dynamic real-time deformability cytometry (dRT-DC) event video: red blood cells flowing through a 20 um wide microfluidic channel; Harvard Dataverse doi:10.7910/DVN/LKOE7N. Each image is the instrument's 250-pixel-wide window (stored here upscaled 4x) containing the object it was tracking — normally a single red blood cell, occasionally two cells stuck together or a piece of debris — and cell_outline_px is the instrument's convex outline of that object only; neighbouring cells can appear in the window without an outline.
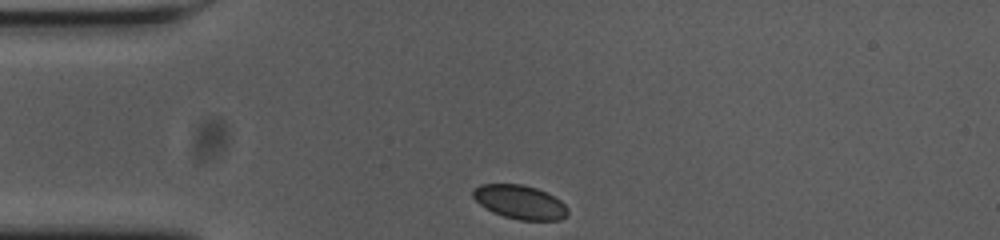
{"species": "common noctule bat (a hibernating species)", "species_latin": "Nyctalus noctula", "temperature_condition": "cold", "stored_images_in_passage": 33, "camera_frame_rate_fps": 3000, "um_per_image_px": 0.085, "animal": {"sex": "female", "body_mass_g": 23.0, "forearm_length_mm": 53.4}, "frame": {"image": 1, "passage_image": 1, "time_ms": 0.0, "image_size_px": [1000, 240], "cell_outline_px": [[568, 216], [560, 220], [520, 220], [504, 216], [492, 212], [480, 204], [472, 196], [472, 188], [480, 184], [520, 184], [536, 188], [548, 192], [560, 200], [568, 208]], "centroid_in_image_um": [44.2, 17.17], "position_along_channel_um": 40.8, "area_um2": 18.84}}
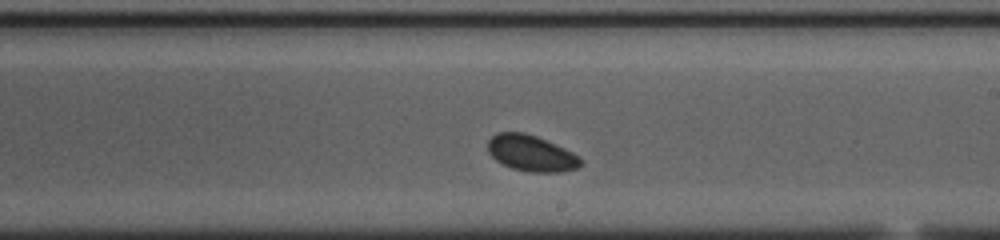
{"frame": {"image": 2, "passage_image": 20, "time_ms": 6.333, "image_size_px": [1000, 240], "cell_outline_px": [[584, 164], [576, 168], [560, 172], [528, 172], [512, 168], [496, 160], [488, 152], [488, 140], [492, 136], [500, 132], [524, 132], [536, 136], [564, 148], [580, 156]], "centroid_in_image_um": [45.17, 13.03], "position_along_channel_um": 243.8, "area_um2": 19.48}}
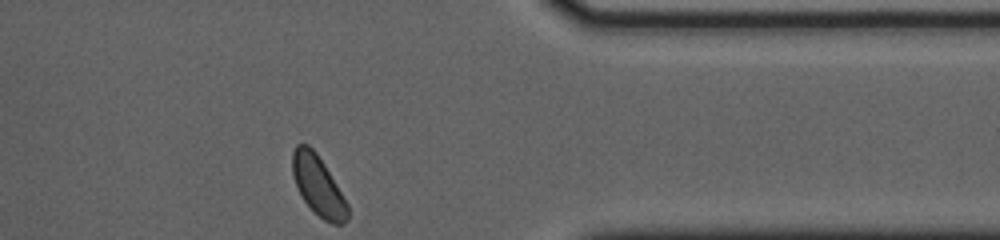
{"frame": {"image": 3, "passage_image": 33, "time_ms": 10.667, "image_size_px": [1000, 240], "cell_outline_px": [[348, 220], [344, 224], [332, 224], [324, 220], [304, 200], [296, 184], [292, 172], [292, 152], [296, 144], [308, 144], [316, 152], [324, 164], [348, 204]], "centroid_in_image_um": [27.05, 15.77], "position_along_channel_um": 384.4, "area_um2": 18.9}}